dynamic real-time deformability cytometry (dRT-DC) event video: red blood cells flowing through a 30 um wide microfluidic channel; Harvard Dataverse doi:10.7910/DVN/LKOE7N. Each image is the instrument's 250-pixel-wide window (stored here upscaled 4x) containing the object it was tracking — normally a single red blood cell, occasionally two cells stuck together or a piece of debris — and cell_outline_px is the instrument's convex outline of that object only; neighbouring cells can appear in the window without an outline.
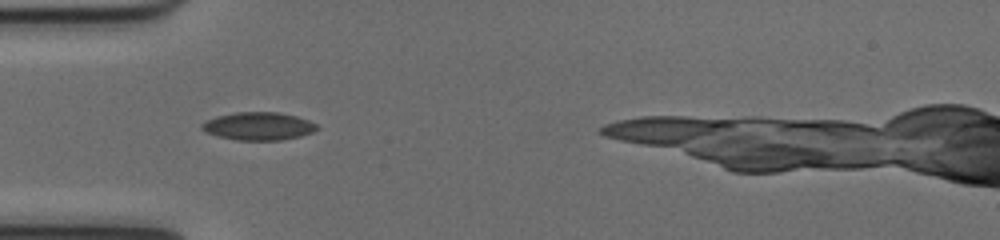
{"species": "common noctule bat (a hibernating species)", "species_latin": "Nyctalus noctula", "temperature_condition": "cold", "stored_images_in_passage": 31, "camera_frame_rate_fps": 3000, "um_per_image_px": 0.085, "animal": {"sex": "female", "body_mass_g": 17.0, "forearm_length_mm": 48.0}, "frame": {"image": 1, "passage_image": 1, "time_ms": 0.0, "image_size_px": [1000, 240], "cell_outline_px": [[316, 128], [312, 132], [300, 136], [280, 140], [240, 140], [220, 136], [208, 132], [200, 128], [200, 124], [216, 116], [236, 112], [276, 112], [296, 116], [308, 120], [316, 124]], "centroid_in_image_um": [21.96, 10.71], "position_along_channel_um": 63.0, "area_um2": 18.38}}
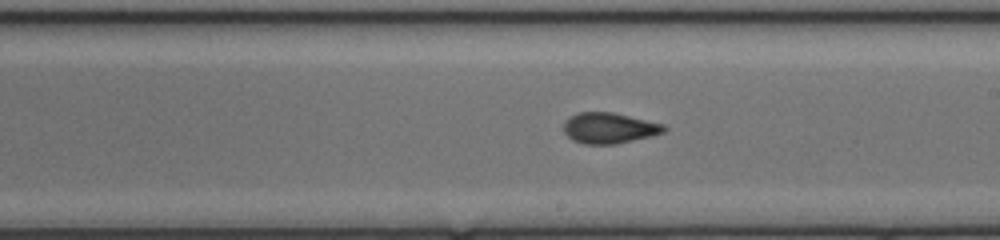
{"frame": {"image": 2, "passage_image": 14, "time_ms": 4.333, "image_size_px": [1000, 240], "cell_outline_px": [[668, 128], [664, 132], [616, 144], [584, 144], [572, 140], [564, 132], [564, 124], [576, 112], [612, 112], [664, 124]], "centroid_in_image_um": [51.78, 10.88], "position_along_channel_um": 237.2, "area_um2": 17.74}}
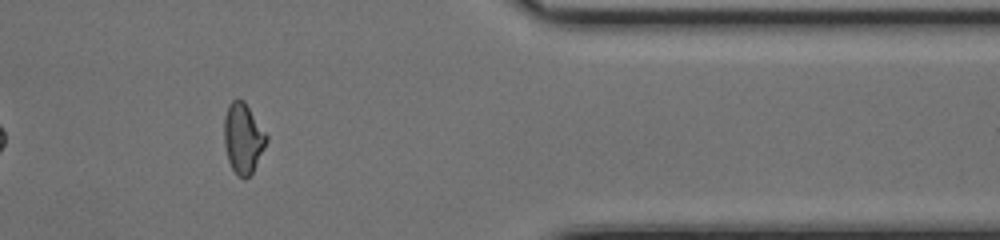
{"frame": {"image": 3, "passage_image": 27, "time_ms": 8.667, "image_size_px": [1000, 240], "cell_outline_px": [[268, 140], [252, 172], [244, 180], [236, 176], [228, 160], [224, 144], [224, 116], [228, 104], [232, 100], [244, 100], [268, 136]], "centroid_in_image_um": [20.65, 11.75], "position_along_channel_um": 390.8, "area_um2": 17.34}, "authors_computed_cell_mechanics": {"area_um2": 17.629, "velocity_mm_per_s": 4.037, "shape_relaxation_time_tau1_ms": null, "shape_relaxation_time_tau2_ms": 1.2048, "deformation_change_tau1": null, "deformation_change_tau2": 0.0757}}